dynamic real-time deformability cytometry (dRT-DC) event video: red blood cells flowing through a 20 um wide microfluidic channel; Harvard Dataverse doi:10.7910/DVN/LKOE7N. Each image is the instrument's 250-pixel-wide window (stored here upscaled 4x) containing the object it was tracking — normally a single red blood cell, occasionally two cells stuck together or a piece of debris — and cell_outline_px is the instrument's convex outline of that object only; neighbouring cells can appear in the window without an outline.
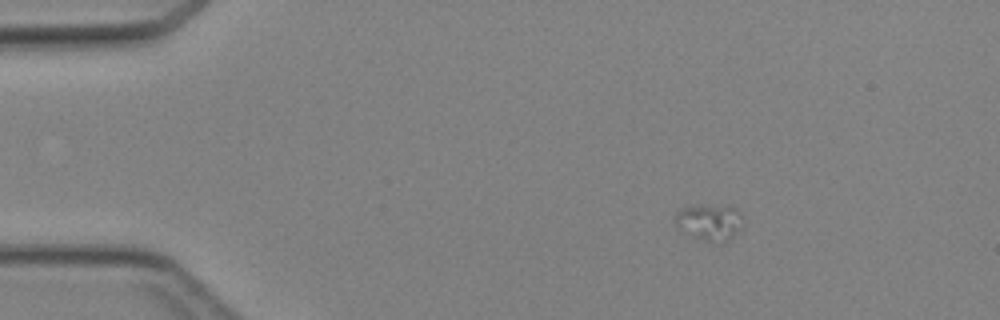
{"species": "Egyptian fruit bat (a non-hibernating species)", "species_latin": "Rousettus aegyptiacus", "temperature_condition": "cold", "stored_images_in_passage": 3, "camera_frame_rate_fps": 3000, "um_per_image_px": 0.085, "animal": {"sex": "female"}, "frame": {"image": 1, "passage_image": 1, "time_ms": 0.0, "image_size_px": [1000, 320], "cell_outline_px": [[744, 216], [740, 228], [728, 240], [720, 244], [712, 244], [696, 236], [676, 224], [676, 212], [680, 208], [696, 204], [736, 208]], "centroid_in_image_um": [60.36, 18.87], "position_along_channel_um": 24.6, "area_um2": 14.1}}